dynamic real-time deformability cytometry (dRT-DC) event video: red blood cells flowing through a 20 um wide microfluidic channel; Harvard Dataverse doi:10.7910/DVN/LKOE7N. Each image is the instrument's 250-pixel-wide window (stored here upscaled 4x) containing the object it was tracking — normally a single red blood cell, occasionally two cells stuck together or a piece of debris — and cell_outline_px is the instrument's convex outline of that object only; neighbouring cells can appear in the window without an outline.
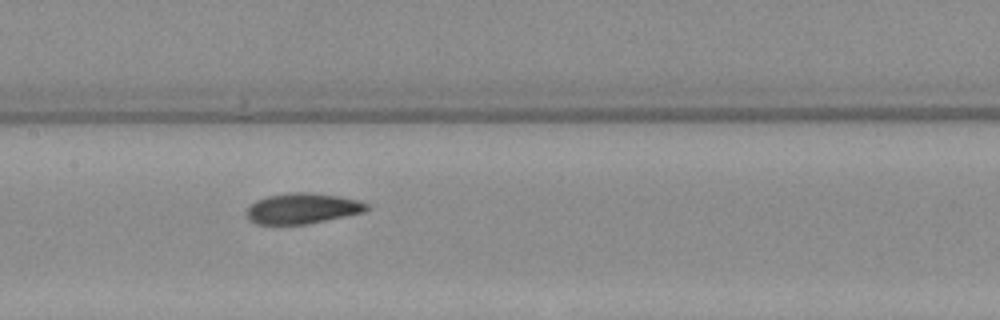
{"species": "Egyptian fruit bat (a non-hibernating species)", "species_latin": "Rousettus aegyptiacus", "temperature_condition": "warm", "stored_images_in_passage": 4, "camera_frame_rate_fps": 3000, "um_per_image_px": 0.085, "animal": {"sex": "female"}, "frame": {"image": 1, "passage_image": 4, "time_ms": 4.667, "image_size_px": [1000, 320], "cell_outline_px": [[368, 208], [364, 212], [308, 224], [256, 224], [248, 220], [248, 208], [256, 200], [268, 196], [292, 192], [308, 192], [340, 196], [360, 200], [368, 204]], "centroid_in_image_um": [25.73, 17.71], "position_along_channel_um": 181.7, "area_um2": 21.33}}